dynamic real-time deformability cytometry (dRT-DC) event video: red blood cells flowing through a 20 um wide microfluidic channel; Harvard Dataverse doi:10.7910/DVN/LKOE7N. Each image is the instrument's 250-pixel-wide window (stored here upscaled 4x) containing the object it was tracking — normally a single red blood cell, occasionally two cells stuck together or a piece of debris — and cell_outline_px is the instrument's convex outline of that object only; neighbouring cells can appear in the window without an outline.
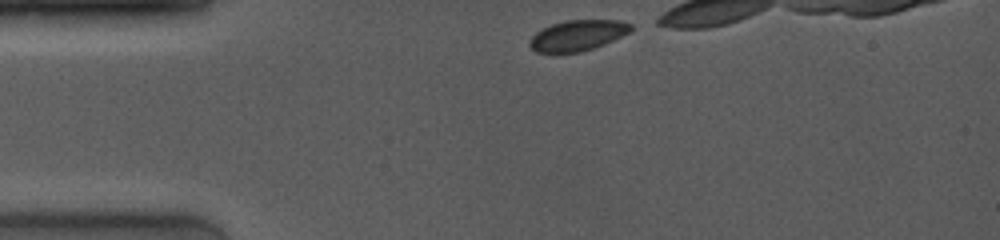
{"species": "common noctule bat (a hibernating species)", "species_latin": "Nyctalus noctula", "temperature_condition": "room temperature", "stored_images_in_passage": 4, "camera_frame_rate_fps": 4000, "um_per_image_px": 0.085, "animal": {"sex": "female", "body_mass_g": 19.0, "forearm_length_mm": 53.3}, "frame": {"image": 1, "passage_image": 1, "time_ms": 0.0, "image_size_px": [1000, 240], "cell_outline_px": [[632, 28], [628, 32], [604, 44], [580, 52], [536, 52], [528, 44], [528, 40], [536, 32], [552, 24], [564, 20], [620, 20], [632, 24]], "centroid_in_image_um": [49.07, 3.0], "position_along_channel_um": 35.9, "area_um2": 17.86}}